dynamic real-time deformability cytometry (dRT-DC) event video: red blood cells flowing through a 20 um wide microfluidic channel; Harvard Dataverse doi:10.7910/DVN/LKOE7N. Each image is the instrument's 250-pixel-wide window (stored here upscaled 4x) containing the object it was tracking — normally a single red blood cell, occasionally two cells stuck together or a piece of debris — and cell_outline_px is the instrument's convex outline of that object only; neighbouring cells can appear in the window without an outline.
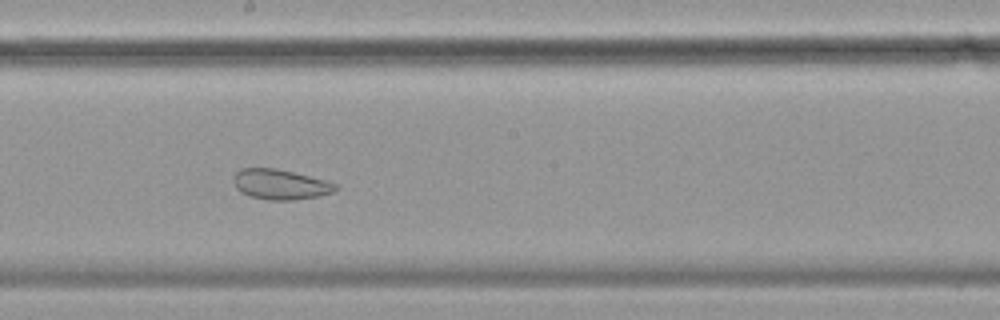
{"species": "common noctule bat (a hibernating species)", "species_latin": "Nyctalus noctula", "temperature_condition": "cold", "stored_images_in_passage": 51, "camera_frame_rate_fps": 3000, "um_per_image_px": 0.085, "animal": {"sex": "female", "body_mass_g": 19.9}, "frame": {"image": 1, "passage_image": 25, "time_ms": 8.0, "image_size_px": [1000, 320], "cell_outline_px": [[340, 188], [332, 192], [320, 196], [292, 200], [268, 200], [248, 196], [240, 192], [236, 188], [232, 180], [232, 176], [240, 168], [276, 168], [324, 180], [336, 184]], "centroid_in_image_um": [23.78, 15.68], "position_along_channel_um": 224.4, "area_um2": 18.03}}
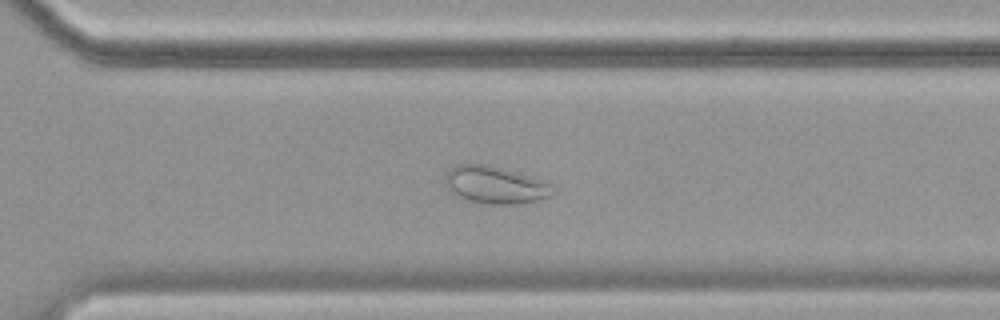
{"frame": {"image": 2, "passage_image": 34, "time_ms": 11.0, "image_size_px": [1000, 320], "cell_outline_px": [[556, 192], [548, 196], [536, 200], [516, 204], [488, 204], [468, 200], [452, 192], [444, 184], [444, 176], [456, 164], [484, 164], [540, 180], [548, 184]], "centroid_in_image_um": [42.02, 15.73], "position_along_channel_um": 328.6, "area_um2": 22.66}}
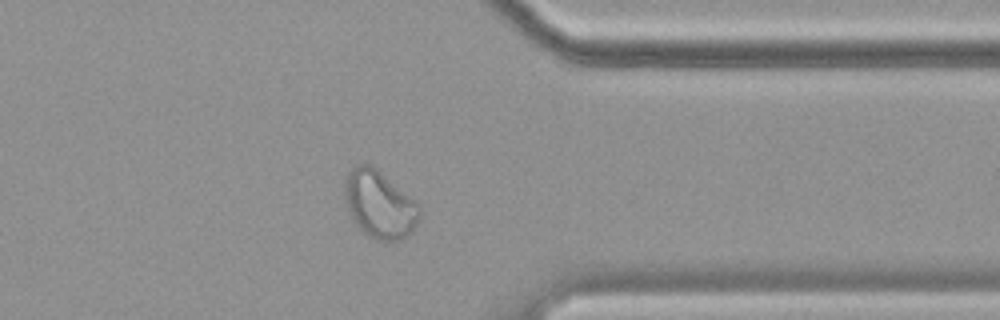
{"frame": {"image": 3, "passage_image": 39, "time_ms": 12.667, "image_size_px": [1000, 320], "cell_outline_px": [[420, 216], [412, 232], [408, 236], [400, 240], [376, 240], [368, 236], [352, 220], [348, 212], [344, 196], [344, 180], [348, 172], [356, 164], [368, 164], [376, 168], [408, 196], [420, 208]], "centroid_in_image_um": [32.21, 17.39], "position_along_channel_um": 379.2, "area_um2": 29.13}, "authors_computed_cell_mechanics": {"area_um2": 25.7788, "velocity_mm_per_s": 3.4724, "shape_relaxation_time_tau1_ms": null, "shape_relaxation_time_tau2_ms": 1.2187, "deformation_change_tau1": null, "deformation_change_tau2": 0.0634}}